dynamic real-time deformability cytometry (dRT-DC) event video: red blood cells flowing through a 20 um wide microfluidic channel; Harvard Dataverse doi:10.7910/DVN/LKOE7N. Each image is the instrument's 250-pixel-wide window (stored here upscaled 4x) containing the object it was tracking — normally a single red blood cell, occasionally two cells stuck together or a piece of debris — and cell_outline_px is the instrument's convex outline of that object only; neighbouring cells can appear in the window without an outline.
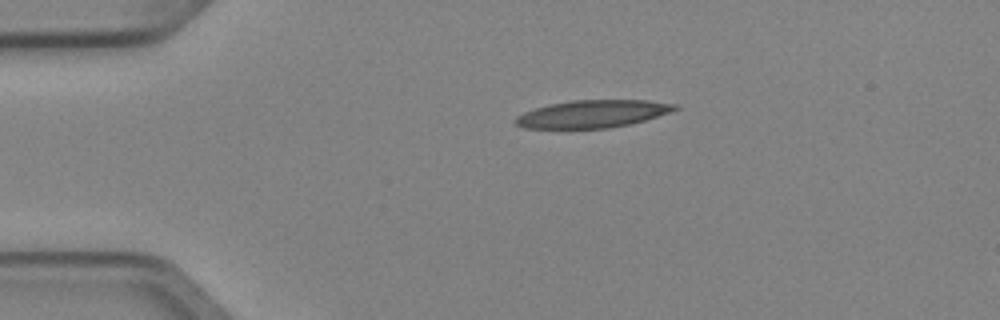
{"species": "Egyptian fruit bat (a non-hibernating species)", "species_latin": "Rousettus aegyptiacus", "temperature_condition": "cold", "stored_images_in_passage": 2, "camera_frame_rate_fps": 3000, "um_per_image_px": 0.085, "animal": {"sex": "female"}, "frame": {"image": 1, "passage_image": 2, "time_ms": 0.333, "image_size_px": [1000, 320], "cell_outline_px": [[680, 108], [644, 120], [628, 124], [608, 128], [524, 128], [516, 124], [512, 120], [516, 116], [524, 112], [536, 108], [552, 104], [572, 100], [648, 100], [680, 104]], "centroid_in_image_um": [50.37, 9.67], "position_along_channel_um": 34.6, "area_um2": 25.43}}